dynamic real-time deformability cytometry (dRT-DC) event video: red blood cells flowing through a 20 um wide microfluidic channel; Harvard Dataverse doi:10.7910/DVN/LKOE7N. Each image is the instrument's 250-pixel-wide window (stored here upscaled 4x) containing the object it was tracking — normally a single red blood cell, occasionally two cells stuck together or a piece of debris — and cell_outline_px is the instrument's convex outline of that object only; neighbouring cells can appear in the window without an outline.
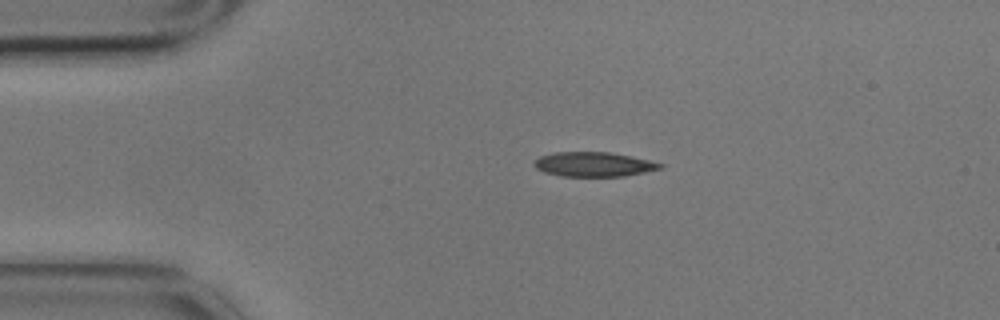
{"species": "common noctule bat (a hibernating species)", "species_latin": "Nyctalus noctula", "temperature_condition": "cold", "stored_images_in_passage": 3, "camera_frame_rate_fps": 3000, "um_per_image_px": 0.085, "animal": {"sex": "male", "body_mass_g": 17.9}, "frame": {"image": 1, "passage_image": 2, "time_ms": 0.333, "image_size_px": [1000, 320], "cell_outline_px": [[664, 168], [624, 176], [560, 176], [544, 172], [536, 168], [532, 164], [540, 156], [556, 152], [608, 152], [632, 156], [664, 164]], "centroid_in_image_um": [50.47, 13.97], "position_along_channel_um": 34.5, "area_um2": 17.98}}